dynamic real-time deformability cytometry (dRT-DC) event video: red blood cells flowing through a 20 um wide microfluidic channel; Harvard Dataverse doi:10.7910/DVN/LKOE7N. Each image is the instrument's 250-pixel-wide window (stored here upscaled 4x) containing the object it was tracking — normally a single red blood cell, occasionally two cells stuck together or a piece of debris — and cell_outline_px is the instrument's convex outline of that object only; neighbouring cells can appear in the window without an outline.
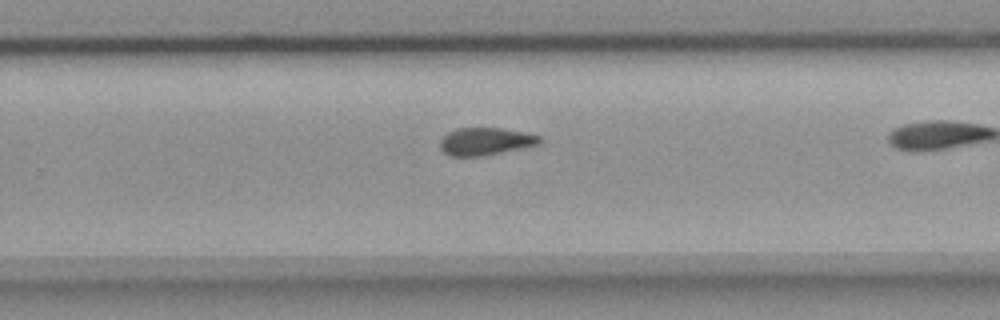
{"species": "common noctule bat (a hibernating species)", "species_latin": "Nyctalus noctula", "temperature_condition": "room temperature", "stored_images_in_passage": 24, "camera_frame_rate_fps": 3000, "um_per_image_px": 0.085, "animal": {"sex": "female", "body_mass_g": 18.4}, "frame": {"image": 1, "passage_image": 17, "time_ms": 5.333, "image_size_px": [1000, 320], "cell_outline_px": [[540, 144], [524, 148], [484, 156], [448, 156], [440, 148], [440, 140], [448, 132], [456, 128], [500, 128], [524, 132], [540, 136]], "centroid_in_image_um": [41.25, 12.03], "position_along_channel_um": 288.5, "area_um2": 16.07}}